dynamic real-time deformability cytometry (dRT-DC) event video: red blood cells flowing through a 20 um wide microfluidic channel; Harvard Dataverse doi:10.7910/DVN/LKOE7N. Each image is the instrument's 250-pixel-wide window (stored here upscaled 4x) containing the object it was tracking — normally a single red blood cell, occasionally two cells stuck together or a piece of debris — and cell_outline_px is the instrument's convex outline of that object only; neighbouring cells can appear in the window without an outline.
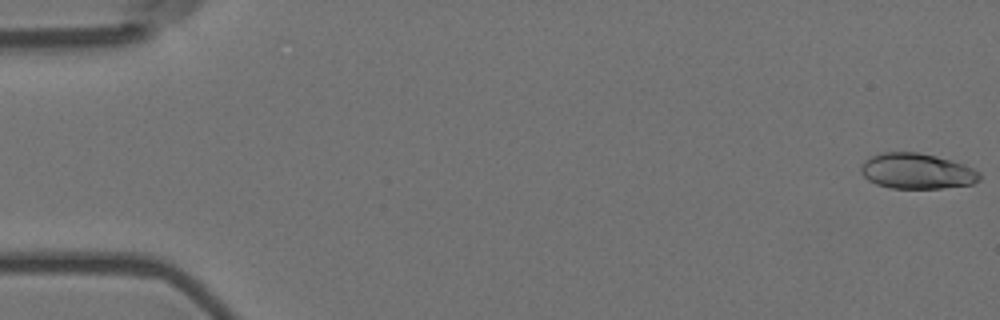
{"species": "Egyptian fruit bat (a non-hibernating species)", "species_latin": "Rousettus aegyptiacus", "temperature_condition": "room temperature", "stored_images_in_passage": 8, "camera_frame_rate_fps": 3000, "um_per_image_px": 0.085, "animal": {"sex": "female"}, "frame": {"image": 1, "passage_image": 1, "time_ms": 0.0, "image_size_px": [1000, 320], "cell_outline_px": [[980, 180], [972, 184], [940, 188], [892, 188], [876, 184], [868, 180], [860, 172], [860, 168], [864, 160], [880, 152], [916, 152], [936, 156], [952, 160], [964, 164], [980, 172]], "centroid_in_image_um": [77.92, 14.54], "position_along_channel_um": 7.1, "area_um2": 24.62}}
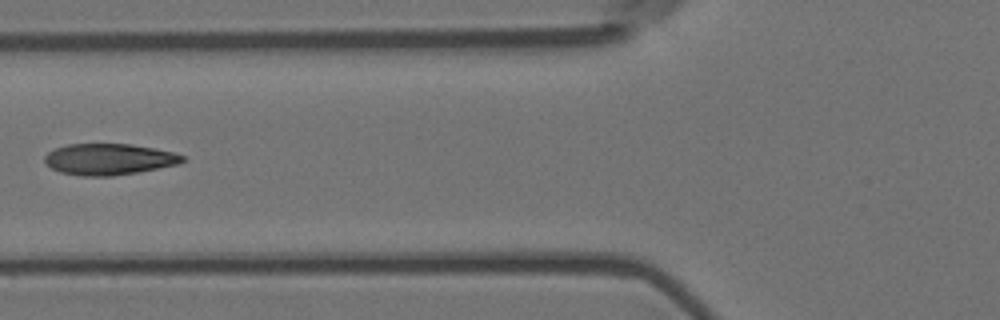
{"frame": {"image": 2, "passage_image": 7, "time_ms": 2.0, "image_size_px": [1000, 320], "cell_outline_px": [[188, 160], [180, 164], [136, 172], [112, 176], [80, 176], [60, 172], [52, 168], [44, 160], [44, 156], [48, 152], [56, 148], [68, 144], [132, 144], [172, 152], [184, 156]], "centroid_in_image_um": [9.28, 13.54], "position_along_channel_um": 116.5, "area_um2": 25.03}}
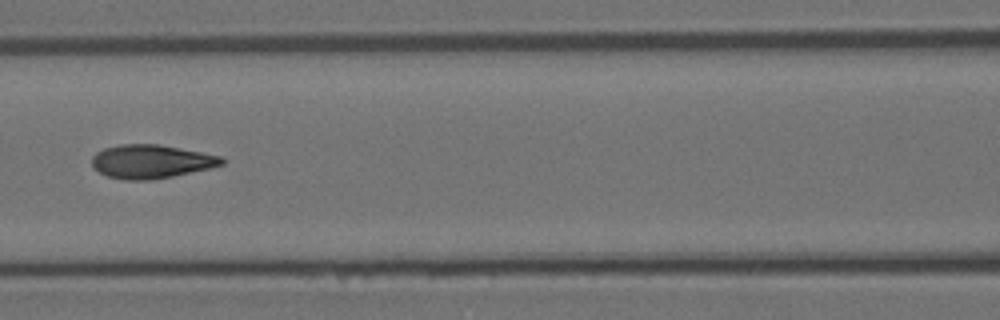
{"frame": {"image": 3, "passage_image": 8, "time_ms": 2.333, "image_size_px": [1000, 320], "cell_outline_px": [[224, 164], [208, 168], [172, 176], [152, 180], [124, 180], [108, 176], [92, 168], [92, 156], [96, 152], [104, 148], [120, 144], [156, 144], [180, 148], [220, 156], [224, 160]], "centroid_in_image_um": [12.79, 13.73], "position_along_channel_um": 153.8, "area_um2": 25.26}}